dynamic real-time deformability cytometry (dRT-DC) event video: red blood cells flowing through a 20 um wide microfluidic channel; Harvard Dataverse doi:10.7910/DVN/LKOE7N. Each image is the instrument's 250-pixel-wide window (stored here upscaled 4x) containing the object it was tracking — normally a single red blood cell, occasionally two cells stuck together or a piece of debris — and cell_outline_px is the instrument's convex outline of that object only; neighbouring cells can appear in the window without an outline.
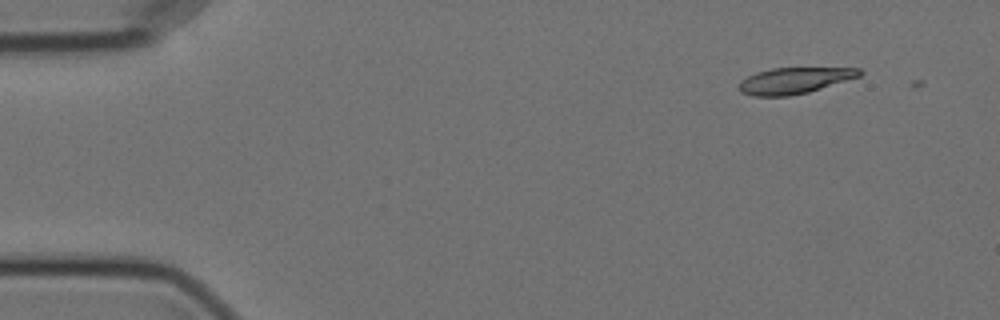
{"species": "Egyptian fruit bat (a non-hibernating species)", "species_latin": "Rousettus aegyptiacus", "temperature_condition": "cold", "stored_images_in_passage": 3, "camera_frame_rate_fps": 3000, "um_per_image_px": 0.085, "animal": {"sex": "female"}, "frame": {"image": 1, "passage_image": 2, "time_ms": 0.333, "image_size_px": [1000, 320], "cell_outline_px": [[864, 72], [860, 76], [808, 92], [788, 96], [752, 96], [740, 92], [740, 80], [756, 72], [772, 68], [860, 68]], "centroid_in_image_um": [67.51, 6.84], "position_along_channel_um": 17.5, "area_um2": 18.26}}